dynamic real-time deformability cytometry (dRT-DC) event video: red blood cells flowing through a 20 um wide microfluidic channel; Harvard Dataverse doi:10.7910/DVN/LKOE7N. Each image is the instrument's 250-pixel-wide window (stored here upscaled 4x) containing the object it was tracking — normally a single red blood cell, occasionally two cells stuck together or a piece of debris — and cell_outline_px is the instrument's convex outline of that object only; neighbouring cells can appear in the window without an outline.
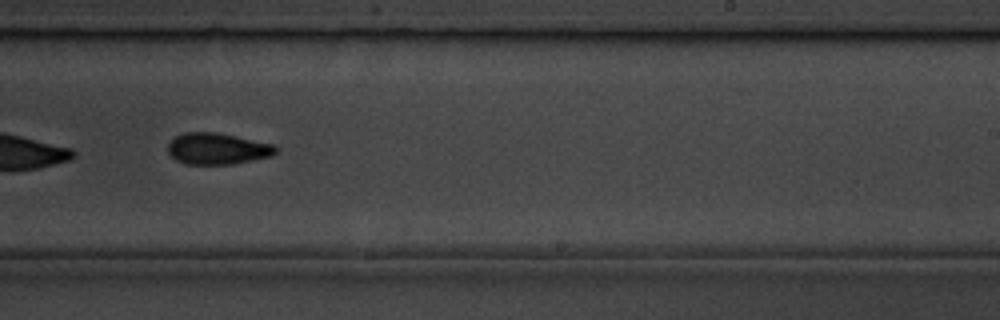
{"species": "common noctule bat (a hibernating species)", "species_latin": "Nyctalus noctula", "temperature_condition": "room temperature", "stored_images_in_passage": 15, "camera_frame_rate_fps": 3000, "um_per_image_px": 0.085, "animal": {"sex": "male", "body_mass_g": 19.5, "forearm_length_mm": 54.6}, "frame": {"image": 1, "passage_image": 9, "time_ms": 10.0, "image_size_px": [1000, 320], "cell_outline_px": [[276, 152], [272, 156], [232, 164], [184, 164], [176, 160], [168, 152], [168, 144], [176, 136], [184, 132], [216, 132], [276, 144]], "centroid_in_image_um": [18.49, 12.63], "position_along_channel_um": 270.5, "area_um2": 19.77}, "authors_computed_cell_mechanics": {"area_um2": 20.5768, "velocity_mm_per_s": 3.7688, "shape_relaxation_time_tau1_ms": 1.4569, "shape_relaxation_time_tau2_ms": null, "deformation_change_tau1": 0.0687, "deformation_change_tau2": null}}